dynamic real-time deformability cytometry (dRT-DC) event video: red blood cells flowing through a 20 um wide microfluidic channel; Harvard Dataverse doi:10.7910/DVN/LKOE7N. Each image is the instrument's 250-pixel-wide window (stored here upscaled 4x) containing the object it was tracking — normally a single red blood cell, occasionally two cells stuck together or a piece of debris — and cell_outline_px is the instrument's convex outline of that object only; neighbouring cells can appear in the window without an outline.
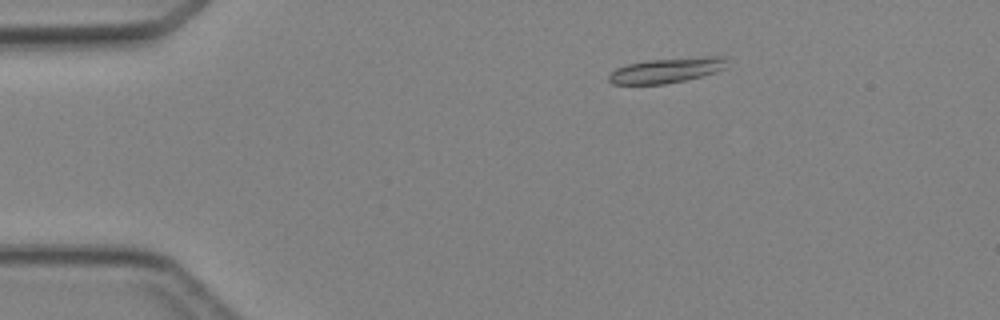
{"species": "Egyptian fruit bat (a non-hibernating species)", "species_latin": "Rousettus aegyptiacus", "temperature_condition": "cold", "stored_images_in_passage": 5, "camera_frame_rate_fps": 3000, "um_per_image_px": 0.085, "animal": {"sex": "female"}, "frame": {"image": 1, "passage_image": 3, "time_ms": 2.333, "image_size_px": [1000, 320], "cell_outline_px": [[724, 68], [716, 72], [684, 80], [664, 84], [612, 84], [608, 80], [608, 76], [616, 68], [628, 64], [648, 60], [704, 56], [724, 56]], "centroid_in_image_um": [56.62, 5.97], "position_along_channel_um": 28.4, "area_um2": 16.99}}
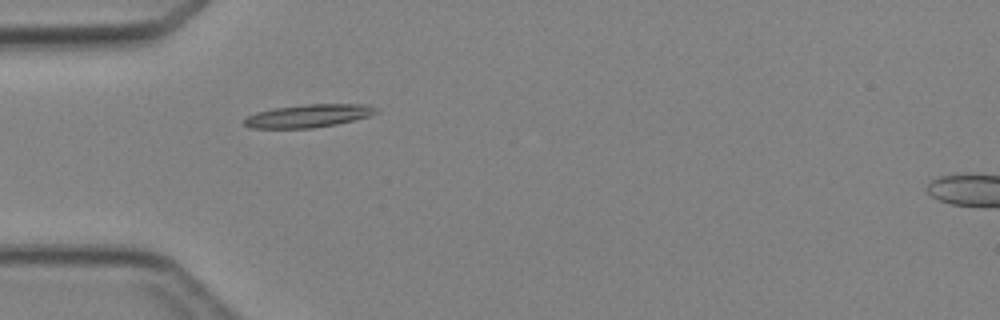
{"frame": {"image": 2, "passage_image": 4, "time_ms": 4.333, "image_size_px": [1000, 320], "cell_outline_px": [[380, 112], [368, 116], [336, 124], [312, 128], [248, 128], [244, 124], [244, 120], [248, 116], [256, 112], [272, 108], [304, 104], [368, 104], [380, 108]], "centroid_in_image_um": [26.24, 9.83], "position_along_channel_um": 58.8, "area_um2": 17.8}}